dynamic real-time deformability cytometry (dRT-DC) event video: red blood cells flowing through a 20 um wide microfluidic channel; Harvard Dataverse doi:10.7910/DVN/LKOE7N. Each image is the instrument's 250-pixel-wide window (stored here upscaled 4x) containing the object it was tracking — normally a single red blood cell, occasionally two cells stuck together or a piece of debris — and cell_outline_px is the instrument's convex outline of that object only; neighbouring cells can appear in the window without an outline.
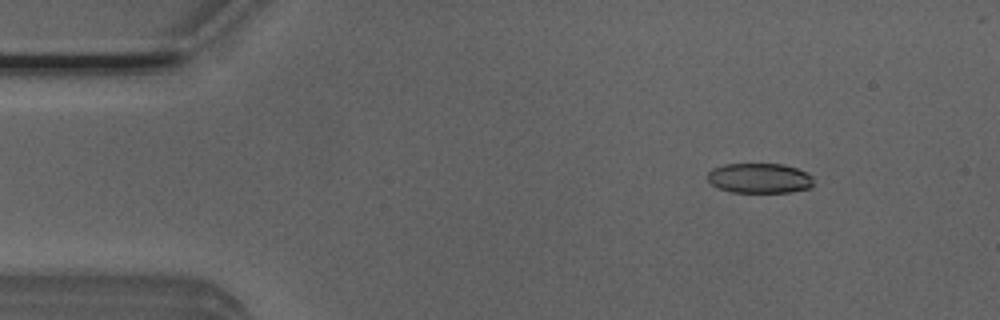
{"species": "Egyptian fruit bat (a non-hibernating species)", "species_latin": "Rousettus aegyptiacus", "temperature_condition": "room temperature", "stored_images_in_passage": 7, "camera_frame_rate_fps": 3000, "um_per_image_px": 0.085, "animal": {"sex": "male"}, "frame": {"image": 1, "passage_image": 2, "time_ms": 0.333, "image_size_px": [1000, 320], "cell_outline_px": [[812, 188], [792, 192], [732, 192], [720, 188], [712, 184], [708, 180], [708, 172], [712, 168], [724, 164], [784, 164], [808, 172], [812, 176]], "centroid_in_image_um": [64.59, 15.14], "position_along_channel_um": 20.4, "area_um2": 18.61}}
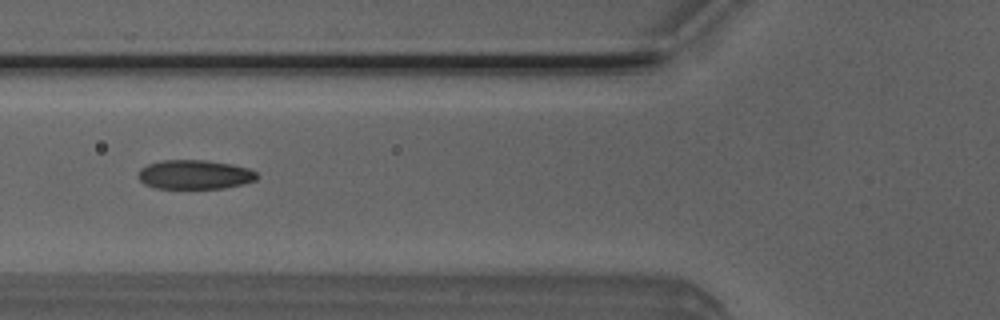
{"frame": {"image": 2, "passage_image": 6, "time_ms": 1.667, "image_size_px": [1000, 320], "cell_outline_px": [[260, 176], [256, 180], [244, 184], [224, 188], [156, 188], [144, 184], [136, 176], [140, 168], [148, 164], [164, 160], [204, 160], [232, 164], [248, 168], [256, 172]], "centroid_in_image_um": [16.56, 14.84], "position_along_channel_um": 109.2, "area_um2": 20.35}}